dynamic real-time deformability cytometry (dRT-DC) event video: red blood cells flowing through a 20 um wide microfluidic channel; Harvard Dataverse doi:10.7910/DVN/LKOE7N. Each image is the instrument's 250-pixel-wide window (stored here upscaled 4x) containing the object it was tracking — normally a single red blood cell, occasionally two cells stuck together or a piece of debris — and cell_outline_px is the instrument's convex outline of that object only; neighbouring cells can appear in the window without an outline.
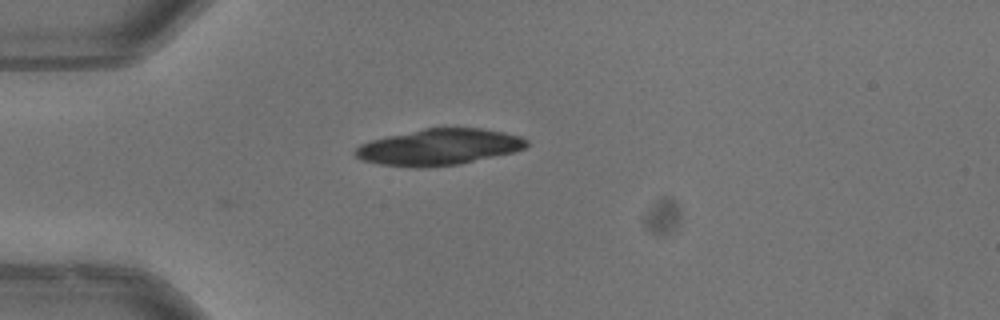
{"species": "common noctule bat (a hibernating species)", "species_latin": "Nyctalus noctula", "temperature_condition": "warm", "stored_images_in_passage": 5, "camera_frame_rate_fps": 3000, "um_per_image_px": 0.085, "animal": {"sex": "male", "body_mass_g": 13.3}, "frame": {"image": 1, "passage_image": 5, "time_ms": 1.333, "image_size_px": [1000, 320], "cell_outline_px": [[528, 144], [524, 148], [512, 152], [460, 164], [428, 168], [412, 168], [380, 164], [360, 160], [352, 152], [360, 144], [372, 140], [388, 136], [424, 128], [480, 128], [504, 132], [520, 136], [528, 140]], "centroid_in_image_um": [37.28, 12.51], "position_along_channel_um": 47.7, "area_um2": 36.24}}